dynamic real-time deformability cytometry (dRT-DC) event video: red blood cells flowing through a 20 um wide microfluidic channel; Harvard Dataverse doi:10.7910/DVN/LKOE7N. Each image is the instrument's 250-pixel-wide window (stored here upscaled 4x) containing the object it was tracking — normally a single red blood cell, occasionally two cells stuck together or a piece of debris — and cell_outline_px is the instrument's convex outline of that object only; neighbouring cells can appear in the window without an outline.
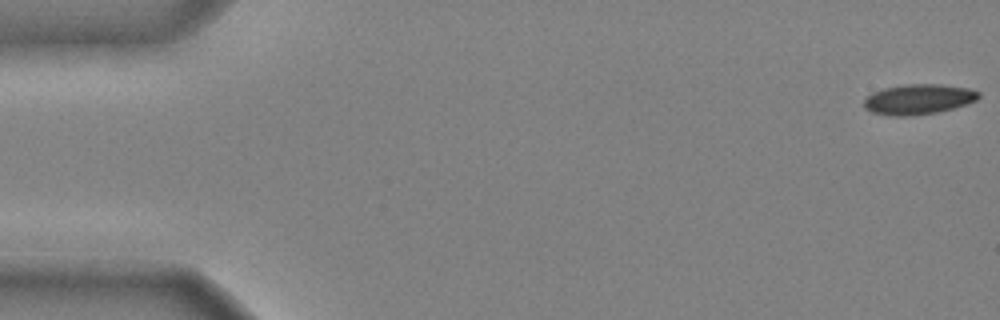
{"species": "common noctule bat (a hibernating species)", "species_latin": "Nyctalus noctula", "temperature_condition": "cold", "stored_images_in_passage": 45, "camera_frame_rate_fps": 3000, "um_per_image_px": 0.085, "animal": {"sex": "male", "body_mass_g": 20.4}, "frame": {"image": 1, "passage_image": 1, "time_ms": 0.0, "image_size_px": [1000, 320], "cell_outline_px": [[980, 96], [976, 100], [952, 108], [936, 112], [904, 116], [896, 116], [872, 112], [864, 108], [864, 100], [872, 92], [884, 88], [904, 84], [940, 84], [968, 88], [980, 92]], "centroid_in_image_um": [78.05, 8.42], "position_along_channel_um": 7.0, "area_um2": 19.94}}
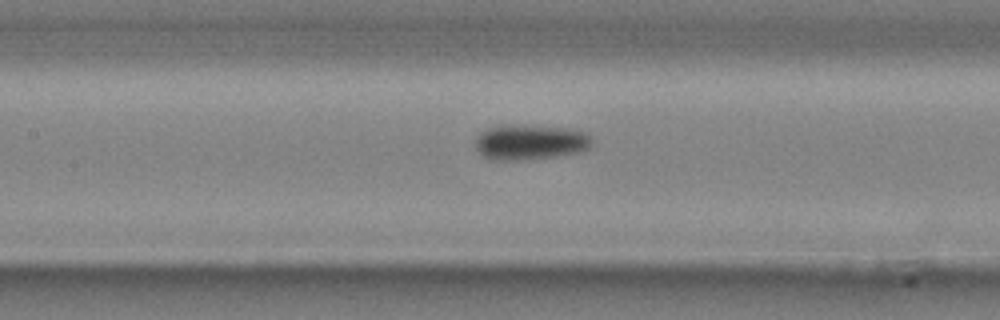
{"frame": {"image": 2, "passage_image": 23, "time_ms": 7.333, "image_size_px": [1000, 320], "cell_outline_px": [[592, 144], [584, 152], [560, 156], [524, 160], [492, 160], [484, 156], [476, 148], [476, 140], [480, 132], [488, 128], [500, 124], [516, 124], [568, 128], [588, 132], [592, 136]], "centroid_in_image_um": [45.12, 12.07], "position_along_channel_um": 162.3, "area_um2": 24.57}}
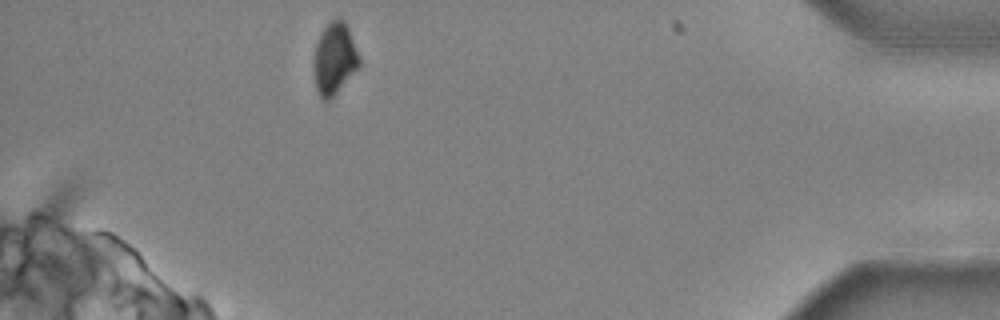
{"frame": {"image": 3, "passage_image": 45, "time_ms": 14.667, "image_size_px": [1000, 320], "cell_outline_px": [[360, 64], [332, 100], [320, 100], [316, 92], [312, 64], [312, 56], [316, 44], [324, 28], [336, 16], [340, 16], [344, 20], [348, 28], [360, 56]], "centroid_in_image_um": [28.4, 5.02], "position_along_channel_um": 406.8, "area_um2": 19.54}, "authors_computed_cell_mechanics": {"area_um2": 21.7328, "velocity_mm_per_s": 3.9659, "shape_relaxation_time_tau1_ms": 3.8889, "shape_relaxation_time_tau2_ms": null, "deformation_change_tau1": 0.1095, "deformation_change_tau2": null}}